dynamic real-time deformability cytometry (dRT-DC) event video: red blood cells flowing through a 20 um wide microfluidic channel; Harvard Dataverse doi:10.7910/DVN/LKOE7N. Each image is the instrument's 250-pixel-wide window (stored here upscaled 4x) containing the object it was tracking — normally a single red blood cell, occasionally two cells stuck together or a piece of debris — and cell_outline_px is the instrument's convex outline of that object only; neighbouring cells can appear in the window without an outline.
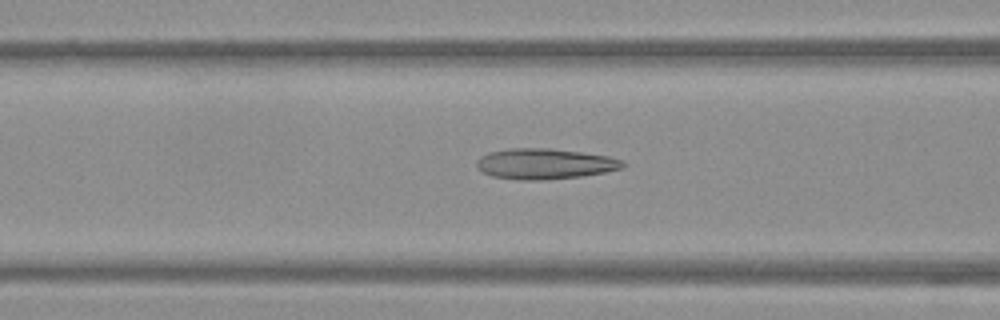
{"species": "Egyptian fruit bat (a non-hibernating species)", "species_latin": "Rousettus aegyptiacus", "temperature_condition": "warm", "stored_images_in_passage": 53, "camera_frame_rate_fps": 3000, "um_per_image_px": 0.085, "frame": {"image": 1, "passage_image": 21, "time_ms": 6.667, "image_size_px": [1000, 320], "cell_outline_px": [[628, 164], [624, 168], [604, 172], [580, 176], [544, 180], [516, 180], [492, 176], [476, 168], [476, 160], [480, 156], [488, 152], [508, 148], [548, 148], [580, 152], [608, 156], [620, 160]], "centroid_in_image_um": [46.27, 13.92], "position_along_channel_um": 120.3, "area_um2": 26.18}}
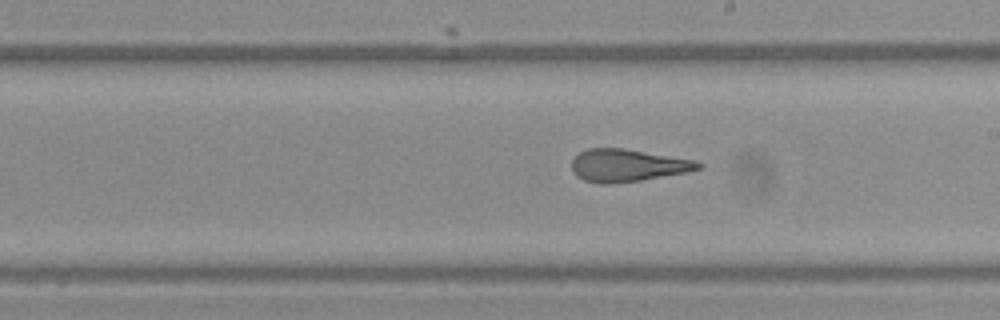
{"frame": {"image": 2, "passage_image": 30, "time_ms": 9.667, "image_size_px": [1000, 320], "cell_outline_px": [[704, 168], [688, 172], [640, 180], [612, 184], [600, 184], [584, 180], [576, 176], [572, 172], [572, 160], [580, 152], [588, 148], [624, 148], [696, 160], [704, 164]], "centroid_in_image_um": [53.37, 14.06], "position_along_channel_um": 235.6, "area_um2": 24.16}}
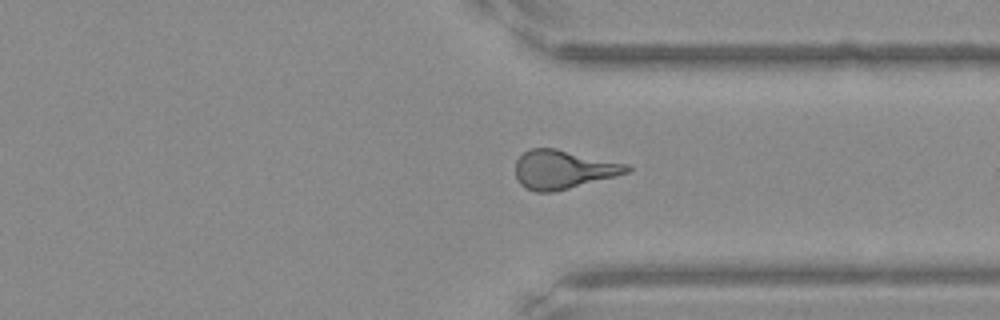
{"frame": {"image": 3, "passage_image": 40, "time_ms": 13.0, "image_size_px": [1000, 320], "cell_outline_px": [[632, 168], [628, 172], [616, 176], [552, 192], [536, 192], [524, 188], [520, 184], [516, 176], [516, 160], [524, 152], [532, 148], [556, 148], [628, 164]], "centroid_in_image_um": [47.86, 14.4], "position_along_channel_um": 363.5, "area_um2": 25.03}, "authors_computed_cell_mechanics": {"area_um2": 25.7788, "velocity_mm_per_s": 3.8388, "shape_relaxation_time_tau1_ms": null, "shape_relaxation_time_tau2_ms": 1.7693, "deformation_change_tau1": null, "deformation_change_tau2": 0.1272}}